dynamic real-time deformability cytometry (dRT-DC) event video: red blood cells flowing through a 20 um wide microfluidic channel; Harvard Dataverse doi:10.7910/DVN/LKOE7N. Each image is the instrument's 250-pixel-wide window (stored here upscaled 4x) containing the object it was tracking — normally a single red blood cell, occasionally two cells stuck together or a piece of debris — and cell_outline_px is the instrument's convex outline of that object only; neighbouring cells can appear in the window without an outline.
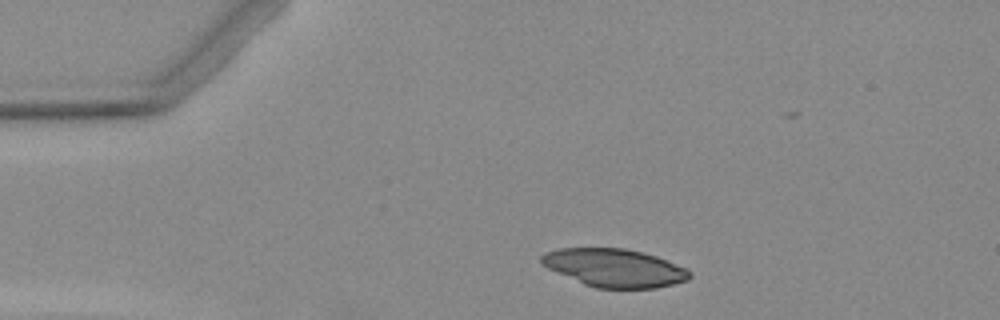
{"species": "Egyptian fruit bat (a non-hibernating species)", "species_latin": "Rousettus aegyptiacus", "temperature_condition": "warm", "stored_images_in_passage": 4, "camera_frame_rate_fps": 3000, "um_per_image_px": 0.085, "animal": {"sex": "female"}, "frame": {"image": 1, "passage_image": 2, "time_ms": 1.0, "image_size_px": [1000, 320], "cell_outline_px": [[692, 276], [688, 280], [656, 288], [596, 288], [584, 284], [548, 268], [540, 264], [540, 256], [544, 252], [560, 248], [624, 248], [656, 256], [684, 268], [692, 272]], "centroid_in_image_um": [52.2, 22.77], "position_along_channel_um": 32.8, "area_um2": 32.71}}